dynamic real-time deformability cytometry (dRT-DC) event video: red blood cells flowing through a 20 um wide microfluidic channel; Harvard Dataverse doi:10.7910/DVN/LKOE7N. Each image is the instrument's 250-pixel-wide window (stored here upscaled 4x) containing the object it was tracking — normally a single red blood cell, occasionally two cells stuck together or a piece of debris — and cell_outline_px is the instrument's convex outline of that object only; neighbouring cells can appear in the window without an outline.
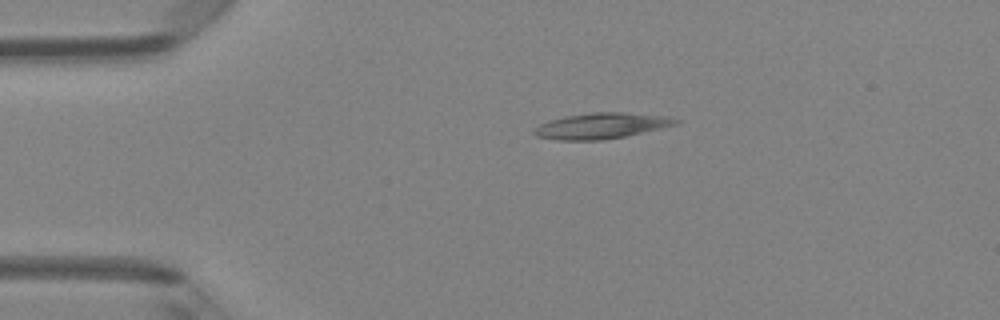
{"species": "Egyptian fruit bat (a non-hibernating species)", "species_latin": "Rousettus aegyptiacus", "temperature_condition": "room temperature", "stored_images_in_passage": 2, "camera_frame_rate_fps": 3000, "um_per_image_px": 0.085, "animal": {"sex": "female"}, "frame": {"image": 1, "passage_image": 1, "time_ms": 0.0, "image_size_px": [1000, 320], "cell_outline_px": [[684, 120], [680, 124], [624, 136], [600, 140], [556, 140], [536, 136], [532, 132], [532, 128], [548, 120], [564, 116], [592, 112], [624, 112], [668, 116]], "centroid_in_image_um": [51.13, 10.68], "position_along_channel_um": 33.9, "area_um2": 21.56}}